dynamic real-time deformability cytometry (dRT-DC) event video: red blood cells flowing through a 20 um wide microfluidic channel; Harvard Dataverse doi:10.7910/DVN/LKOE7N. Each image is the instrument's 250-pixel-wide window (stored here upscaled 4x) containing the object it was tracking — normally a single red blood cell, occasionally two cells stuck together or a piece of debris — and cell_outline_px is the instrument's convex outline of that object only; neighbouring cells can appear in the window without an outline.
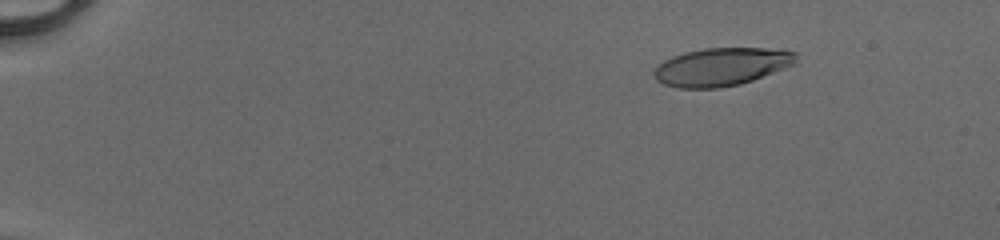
{"species": "human", "species_latin": "Homo sapiens", "temperature_condition": "cold", "stored_images_in_passage": 45, "camera_frame_rate_fps": 3000, "um_per_image_px": 0.085, "donor": {"sex": "male"}, "frame": {"image": 1, "passage_image": 1, "time_ms": 0.0, "image_size_px": [1000, 240], "cell_outline_px": [[796, 64], [752, 80], [740, 84], [720, 88], [676, 88], [664, 84], [656, 80], [652, 76], [652, 72], [664, 60], [672, 56], [684, 52], [704, 48], [784, 48], [796, 52]], "centroid_in_image_um": [61.34, 5.67], "position_along_channel_um": 23.7, "area_um2": 31.79}}
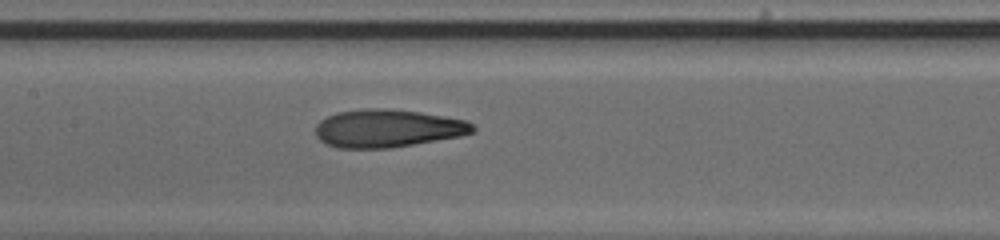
{"frame": {"image": 2, "passage_image": 21, "time_ms": 6.667, "image_size_px": [1000, 240], "cell_outline_px": [[476, 128], [472, 132], [460, 136], [388, 148], [336, 148], [320, 140], [316, 136], [316, 124], [320, 120], [336, 112], [368, 108], [384, 108], [420, 112], [468, 120]], "centroid_in_image_um": [32.93, 10.9], "position_along_channel_um": 174.5, "area_um2": 34.62}}
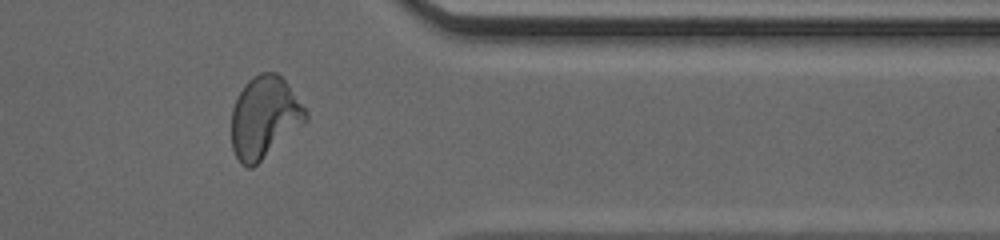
{"frame": {"image": 3, "passage_image": 37, "time_ms": 12.0, "image_size_px": [1000, 240], "cell_outline_px": [[308, 120], [304, 124], [252, 168], [248, 168], [240, 164], [232, 148], [232, 108], [244, 84], [252, 76], [260, 72], [276, 72], [288, 84], [308, 112]], "centroid_in_image_um": [22.48, 9.97], "position_along_channel_um": 388.9, "area_um2": 35.37}, "authors_computed_cell_mechanics": {"area_um2": 34.2754, "velocity_mm_per_s": 4.1555, "shape_relaxation_time_tau1_ms": 4.3281, "shape_relaxation_time_tau2_ms": 1.3587, "deformation_change_tau1": 0.222, "deformation_change_tau2": 0.0885}}